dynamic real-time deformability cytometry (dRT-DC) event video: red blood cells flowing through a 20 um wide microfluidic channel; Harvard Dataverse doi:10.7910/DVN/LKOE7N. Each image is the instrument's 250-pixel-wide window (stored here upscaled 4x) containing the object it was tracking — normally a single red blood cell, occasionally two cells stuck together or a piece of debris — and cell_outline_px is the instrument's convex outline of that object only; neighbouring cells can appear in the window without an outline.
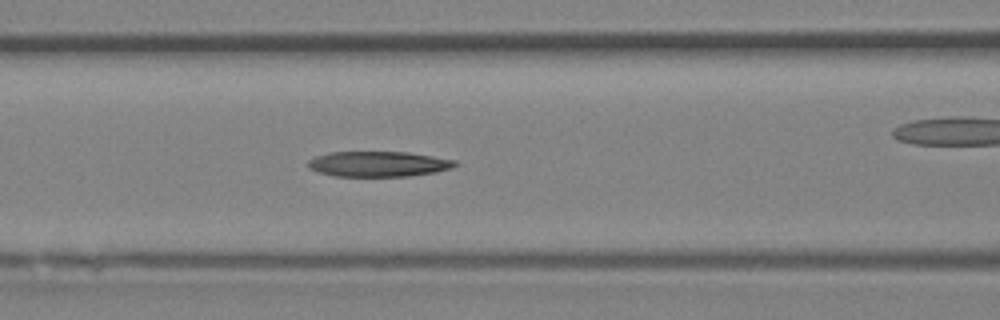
{"species": "Egyptian fruit bat (a non-hibernating species)", "species_latin": "Rousettus aegyptiacus", "temperature_condition": "room temperature", "stored_images_in_passage": 30, "camera_frame_rate_fps": 3000, "um_per_image_px": 0.085, "animal": {"sex": "female"}, "frame": {"image": 1, "passage_image": 5, "time_ms": 1.333, "image_size_px": [1000, 320], "cell_outline_px": [[460, 164], [452, 168], [436, 172], [408, 176], [336, 176], [316, 172], [308, 168], [308, 160], [316, 156], [328, 152], [408, 152], [456, 160]], "centroid_in_image_um": [32.17, 13.94], "position_along_channel_um": 134.4, "area_um2": 21.85}}